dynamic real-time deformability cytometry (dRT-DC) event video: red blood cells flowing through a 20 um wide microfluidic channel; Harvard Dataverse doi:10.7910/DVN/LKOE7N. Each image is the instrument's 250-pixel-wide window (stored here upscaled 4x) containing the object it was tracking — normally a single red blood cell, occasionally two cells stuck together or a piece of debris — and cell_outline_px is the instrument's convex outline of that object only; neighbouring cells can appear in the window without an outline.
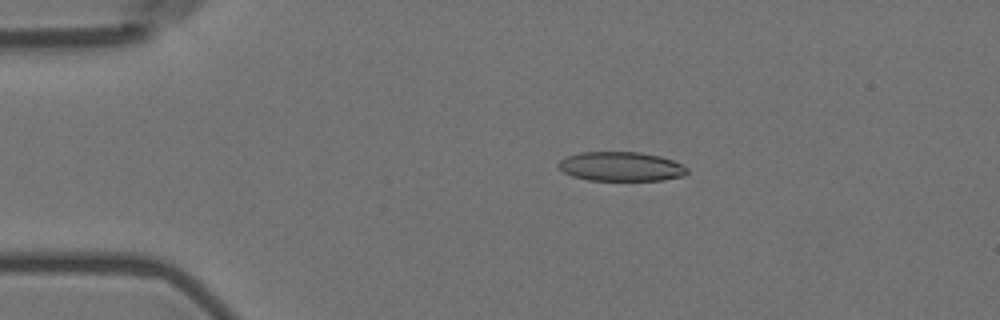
{"species": "Egyptian fruit bat (a non-hibernating species)", "species_latin": "Rousettus aegyptiacus", "temperature_condition": "room temperature", "stored_images_in_passage": 11, "camera_frame_rate_fps": 3000, "um_per_image_px": 0.085, "animal": {"sex": "female"}, "frame": {"image": 1, "passage_image": 3, "time_ms": 3.333, "image_size_px": [1000, 320], "cell_outline_px": [[688, 172], [684, 176], [664, 180], [588, 180], [572, 176], [564, 172], [556, 164], [560, 160], [568, 156], [580, 152], [640, 152], [660, 156], [672, 160], [688, 168]], "centroid_in_image_um": [52.79, 14.15], "position_along_channel_um": 32.2, "area_um2": 21.96}}
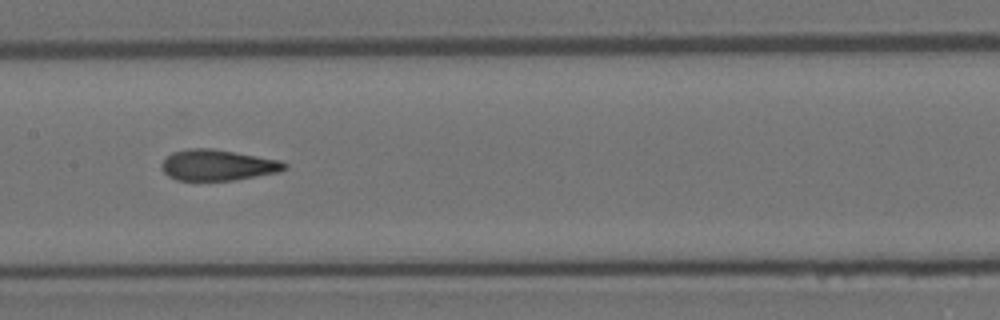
{"frame": {"image": 2, "passage_image": 8, "time_ms": 9.0, "image_size_px": [1000, 320], "cell_outline_px": [[288, 168], [280, 172], [236, 180], [176, 180], [168, 176], [160, 168], [160, 164], [172, 152], [188, 148], [212, 148], [280, 160], [288, 164]], "centroid_in_image_um": [18.51, 14.03], "position_along_channel_um": 188.9, "area_um2": 22.31}}
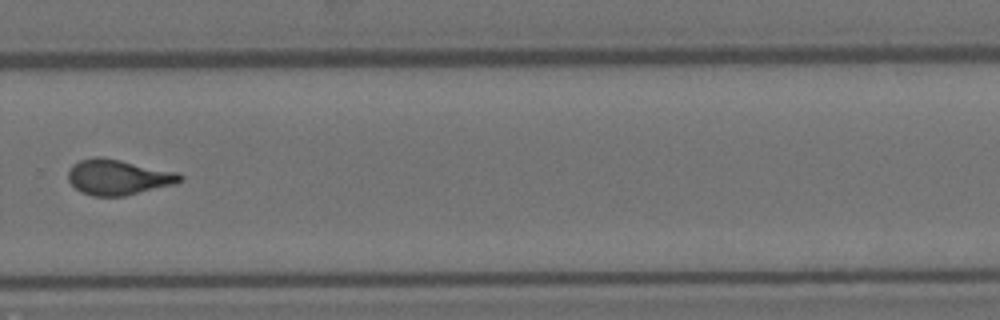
{"frame": {"image": 3, "passage_image": 11, "time_ms": 12.667, "image_size_px": [1000, 320], "cell_outline_px": [[184, 180], [176, 184], [124, 196], [92, 196], [80, 192], [68, 180], [68, 172], [72, 164], [80, 160], [96, 156], [100, 156], [120, 160], [176, 172], [184, 176]], "centroid_in_image_um": [10.04, 15.06], "position_along_channel_um": 319.8, "area_um2": 23.12}}